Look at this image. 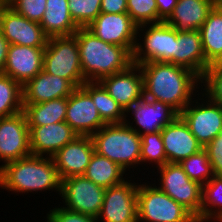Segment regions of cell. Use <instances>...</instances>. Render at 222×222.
I'll list each match as a JSON object with an SVG mask.
<instances>
[{"label": "cell", "instance_id": "5b68a950", "mask_svg": "<svg viewBox=\"0 0 222 222\" xmlns=\"http://www.w3.org/2000/svg\"><path fill=\"white\" fill-rule=\"evenodd\" d=\"M138 184V222H197L196 217L156 185ZM149 184V185H148Z\"/></svg>", "mask_w": 222, "mask_h": 222}, {"label": "cell", "instance_id": "ba28073f", "mask_svg": "<svg viewBox=\"0 0 222 222\" xmlns=\"http://www.w3.org/2000/svg\"><path fill=\"white\" fill-rule=\"evenodd\" d=\"M157 170L161 177L157 187L188 209L197 222H201L202 185L192 181L179 163L167 162Z\"/></svg>", "mask_w": 222, "mask_h": 222}, {"label": "cell", "instance_id": "83f0119b", "mask_svg": "<svg viewBox=\"0 0 222 222\" xmlns=\"http://www.w3.org/2000/svg\"><path fill=\"white\" fill-rule=\"evenodd\" d=\"M67 97L37 104H23L28 126H44L65 121Z\"/></svg>", "mask_w": 222, "mask_h": 222}, {"label": "cell", "instance_id": "4fadbf2b", "mask_svg": "<svg viewBox=\"0 0 222 222\" xmlns=\"http://www.w3.org/2000/svg\"><path fill=\"white\" fill-rule=\"evenodd\" d=\"M125 112L126 118L131 112V116L134 117L133 122L135 121L136 125H133L129 118H127L128 120L125 119L124 123L140 136L146 133L161 131L179 116V113L169 104L157 100H149L145 97H142Z\"/></svg>", "mask_w": 222, "mask_h": 222}, {"label": "cell", "instance_id": "52a82bcc", "mask_svg": "<svg viewBox=\"0 0 222 222\" xmlns=\"http://www.w3.org/2000/svg\"><path fill=\"white\" fill-rule=\"evenodd\" d=\"M141 38L143 43L139 42ZM176 39L177 31L166 22L137 26V41L132 54V63L136 65L147 62L174 64Z\"/></svg>", "mask_w": 222, "mask_h": 222}, {"label": "cell", "instance_id": "e0dca14e", "mask_svg": "<svg viewBox=\"0 0 222 222\" xmlns=\"http://www.w3.org/2000/svg\"><path fill=\"white\" fill-rule=\"evenodd\" d=\"M99 83L125 111L144 97V77L136 64L102 78Z\"/></svg>", "mask_w": 222, "mask_h": 222}, {"label": "cell", "instance_id": "f546056e", "mask_svg": "<svg viewBox=\"0 0 222 222\" xmlns=\"http://www.w3.org/2000/svg\"><path fill=\"white\" fill-rule=\"evenodd\" d=\"M222 221V175H214L202 186L201 222Z\"/></svg>", "mask_w": 222, "mask_h": 222}, {"label": "cell", "instance_id": "7402d4cb", "mask_svg": "<svg viewBox=\"0 0 222 222\" xmlns=\"http://www.w3.org/2000/svg\"><path fill=\"white\" fill-rule=\"evenodd\" d=\"M75 87L64 78L43 70L22 86L23 104H37L68 97Z\"/></svg>", "mask_w": 222, "mask_h": 222}, {"label": "cell", "instance_id": "30bf717a", "mask_svg": "<svg viewBox=\"0 0 222 222\" xmlns=\"http://www.w3.org/2000/svg\"><path fill=\"white\" fill-rule=\"evenodd\" d=\"M105 190L84 175L72 176L62 180L60 196L64 200L65 208L97 218Z\"/></svg>", "mask_w": 222, "mask_h": 222}, {"label": "cell", "instance_id": "8992f818", "mask_svg": "<svg viewBox=\"0 0 222 222\" xmlns=\"http://www.w3.org/2000/svg\"><path fill=\"white\" fill-rule=\"evenodd\" d=\"M43 71L67 79L75 88L86 82L81 69L75 35L48 38L44 52Z\"/></svg>", "mask_w": 222, "mask_h": 222}, {"label": "cell", "instance_id": "ee69618b", "mask_svg": "<svg viewBox=\"0 0 222 222\" xmlns=\"http://www.w3.org/2000/svg\"><path fill=\"white\" fill-rule=\"evenodd\" d=\"M216 7L222 8V0H213Z\"/></svg>", "mask_w": 222, "mask_h": 222}, {"label": "cell", "instance_id": "4316f807", "mask_svg": "<svg viewBox=\"0 0 222 222\" xmlns=\"http://www.w3.org/2000/svg\"><path fill=\"white\" fill-rule=\"evenodd\" d=\"M119 164L109 160L94 152L90 163L88 164L85 173L87 179L105 189L121 184L125 181V176L128 175Z\"/></svg>", "mask_w": 222, "mask_h": 222}, {"label": "cell", "instance_id": "9a60e30c", "mask_svg": "<svg viewBox=\"0 0 222 222\" xmlns=\"http://www.w3.org/2000/svg\"><path fill=\"white\" fill-rule=\"evenodd\" d=\"M29 155V127L24 112L0 118V161L3 165Z\"/></svg>", "mask_w": 222, "mask_h": 222}, {"label": "cell", "instance_id": "1f68e13d", "mask_svg": "<svg viewBox=\"0 0 222 222\" xmlns=\"http://www.w3.org/2000/svg\"><path fill=\"white\" fill-rule=\"evenodd\" d=\"M179 164L192 181L202 186L215 175L207 151L204 148L182 160Z\"/></svg>", "mask_w": 222, "mask_h": 222}, {"label": "cell", "instance_id": "4dcf8cb0", "mask_svg": "<svg viewBox=\"0 0 222 222\" xmlns=\"http://www.w3.org/2000/svg\"><path fill=\"white\" fill-rule=\"evenodd\" d=\"M23 111L22 86L6 74L0 73V118Z\"/></svg>", "mask_w": 222, "mask_h": 222}, {"label": "cell", "instance_id": "836d02e7", "mask_svg": "<svg viewBox=\"0 0 222 222\" xmlns=\"http://www.w3.org/2000/svg\"><path fill=\"white\" fill-rule=\"evenodd\" d=\"M68 8L76 25L86 28L101 13V0H68Z\"/></svg>", "mask_w": 222, "mask_h": 222}, {"label": "cell", "instance_id": "603a6c76", "mask_svg": "<svg viewBox=\"0 0 222 222\" xmlns=\"http://www.w3.org/2000/svg\"><path fill=\"white\" fill-rule=\"evenodd\" d=\"M174 65L185 67L200 78L206 71V58L199 30L178 32Z\"/></svg>", "mask_w": 222, "mask_h": 222}, {"label": "cell", "instance_id": "d6986e66", "mask_svg": "<svg viewBox=\"0 0 222 222\" xmlns=\"http://www.w3.org/2000/svg\"><path fill=\"white\" fill-rule=\"evenodd\" d=\"M91 136H77L52 158L61 180L83 175L94 154Z\"/></svg>", "mask_w": 222, "mask_h": 222}, {"label": "cell", "instance_id": "60d3db41", "mask_svg": "<svg viewBox=\"0 0 222 222\" xmlns=\"http://www.w3.org/2000/svg\"><path fill=\"white\" fill-rule=\"evenodd\" d=\"M178 0H156L158 7V23L165 22L173 12Z\"/></svg>", "mask_w": 222, "mask_h": 222}, {"label": "cell", "instance_id": "d590c367", "mask_svg": "<svg viewBox=\"0 0 222 222\" xmlns=\"http://www.w3.org/2000/svg\"><path fill=\"white\" fill-rule=\"evenodd\" d=\"M203 84V86H202ZM202 86V87H201ZM201 97L210 99L222 105V63L211 65L201 78ZM205 87V88H203Z\"/></svg>", "mask_w": 222, "mask_h": 222}, {"label": "cell", "instance_id": "44dd1931", "mask_svg": "<svg viewBox=\"0 0 222 222\" xmlns=\"http://www.w3.org/2000/svg\"><path fill=\"white\" fill-rule=\"evenodd\" d=\"M161 136L167 161L170 163H180L203 149L180 116L161 130Z\"/></svg>", "mask_w": 222, "mask_h": 222}, {"label": "cell", "instance_id": "5bb4252c", "mask_svg": "<svg viewBox=\"0 0 222 222\" xmlns=\"http://www.w3.org/2000/svg\"><path fill=\"white\" fill-rule=\"evenodd\" d=\"M0 30L15 45L46 47L49 38L38 22L25 18L10 6H0Z\"/></svg>", "mask_w": 222, "mask_h": 222}, {"label": "cell", "instance_id": "cb8c5ba5", "mask_svg": "<svg viewBox=\"0 0 222 222\" xmlns=\"http://www.w3.org/2000/svg\"><path fill=\"white\" fill-rule=\"evenodd\" d=\"M214 6L213 0H178L165 22L178 32L199 30Z\"/></svg>", "mask_w": 222, "mask_h": 222}, {"label": "cell", "instance_id": "d4e9b609", "mask_svg": "<svg viewBox=\"0 0 222 222\" xmlns=\"http://www.w3.org/2000/svg\"><path fill=\"white\" fill-rule=\"evenodd\" d=\"M39 24L48 37L74 35L79 29L70 15L68 0H46V11Z\"/></svg>", "mask_w": 222, "mask_h": 222}, {"label": "cell", "instance_id": "b9f144b4", "mask_svg": "<svg viewBox=\"0 0 222 222\" xmlns=\"http://www.w3.org/2000/svg\"><path fill=\"white\" fill-rule=\"evenodd\" d=\"M10 43L0 30V73H3Z\"/></svg>", "mask_w": 222, "mask_h": 222}, {"label": "cell", "instance_id": "74e56055", "mask_svg": "<svg viewBox=\"0 0 222 222\" xmlns=\"http://www.w3.org/2000/svg\"><path fill=\"white\" fill-rule=\"evenodd\" d=\"M47 222H99L96 217L78 213L65 207H55L47 213Z\"/></svg>", "mask_w": 222, "mask_h": 222}, {"label": "cell", "instance_id": "8fae6325", "mask_svg": "<svg viewBox=\"0 0 222 222\" xmlns=\"http://www.w3.org/2000/svg\"><path fill=\"white\" fill-rule=\"evenodd\" d=\"M125 180L105 190L104 200L97 217L100 222H138V183Z\"/></svg>", "mask_w": 222, "mask_h": 222}, {"label": "cell", "instance_id": "e575fe53", "mask_svg": "<svg viewBox=\"0 0 222 222\" xmlns=\"http://www.w3.org/2000/svg\"><path fill=\"white\" fill-rule=\"evenodd\" d=\"M127 13L137 26L158 23L156 0H127Z\"/></svg>", "mask_w": 222, "mask_h": 222}, {"label": "cell", "instance_id": "7bdbcfd3", "mask_svg": "<svg viewBox=\"0 0 222 222\" xmlns=\"http://www.w3.org/2000/svg\"><path fill=\"white\" fill-rule=\"evenodd\" d=\"M14 0H0V6H10Z\"/></svg>", "mask_w": 222, "mask_h": 222}, {"label": "cell", "instance_id": "ac0fdd59", "mask_svg": "<svg viewBox=\"0 0 222 222\" xmlns=\"http://www.w3.org/2000/svg\"><path fill=\"white\" fill-rule=\"evenodd\" d=\"M45 47L10 44L3 74L24 86L43 70Z\"/></svg>", "mask_w": 222, "mask_h": 222}, {"label": "cell", "instance_id": "7a4b0ae2", "mask_svg": "<svg viewBox=\"0 0 222 222\" xmlns=\"http://www.w3.org/2000/svg\"><path fill=\"white\" fill-rule=\"evenodd\" d=\"M61 182L52 157L31 154L0 166V187L9 193L56 190L60 195Z\"/></svg>", "mask_w": 222, "mask_h": 222}, {"label": "cell", "instance_id": "f1b7e54d", "mask_svg": "<svg viewBox=\"0 0 222 222\" xmlns=\"http://www.w3.org/2000/svg\"><path fill=\"white\" fill-rule=\"evenodd\" d=\"M82 87L91 95L101 119L106 124L124 123L126 112L99 82H85Z\"/></svg>", "mask_w": 222, "mask_h": 222}, {"label": "cell", "instance_id": "d6a6232c", "mask_svg": "<svg viewBox=\"0 0 222 222\" xmlns=\"http://www.w3.org/2000/svg\"><path fill=\"white\" fill-rule=\"evenodd\" d=\"M140 158L141 164L154 163L155 168H160L168 162L161 131L141 135Z\"/></svg>", "mask_w": 222, "mask_h": 222}, {"label": "cell", "instance_id": "8d00e7d4", "mask_svg": "<svg viewBox=\"0 0 222 222\" xmlns=\"http://www.w3.org/2000/svg\"><path fill=\"white\" fill-rule=\"evenodd\" d=\"M10 7L25 18L40 23L46 11V0H14Z\"/></svg>", "mask_w": 222, "mask_h": 222}, {"label": "cell", "instance_id": "2e32d148", "mask_svg": "<svg viewBox=\"0 0 222 222\" xmlns=\"http://www.w3.org/2000/svg\"><path fill=\"white\" fill-rule=\"evenodd\" d=\"M65 122L78 136H92L106 123L101 119L91 95L82 87H76L67 97Z\"/></svg>", "mask_w": 222, "mask_h": 222}, {"label": "cell", "instance_id": "3957f363", "mask_svg": "<svg viewBox=\"0 0 222 222\" xmlns=\"http://www.w3.org/2000/svg\"><path fill=\"white\" fill-rule=\"evenodd\" d=\"M74 35L86 82H99L102 78L122 72L133 64L132 54L125 47L106 43L87 28H79Z\"/></svg>", "mask_w": 222, "mask_h": 222}, {"label": "cell", "instance_id": "484cf974", "mask_svg": "<svg viewBox=\"0 0 222 222\" xmlns=\"http://www.w3.org/2000/svg\"><path fill=\"white\" fill-rule=\"evenodd\" d=\"M206 58V70L222 62V8L214 6L199 29Z\"/></svg>", "mask_w": 222, "mask_h": 222}, {"label": "cell", "instance_id": "ffe728a7", "mask_svg": "<svg viewBox=\"0 0 222 222\" xmlns=\"http://www.w3.org/2000/svg\"><path fill=\"white\" fill-rule=\"evenodd\" d=\"M33 155L52 157L78 134L65 121L44 126H28Z\"/></svg>", "mask_w": 222, "mask_h": 222}, {"label": "cell", "instance_id": "277c9868", "mask_svg": "<svg viewBox=\"0 0 222 222\" xmlns=\"http://www.w3.org/2000/svg\"><path fill=\"white\" fill-rule=\"evenodd\" d=\"M91 138L97 154L119 164L124 170L141 164V136L125 123L106 124Z\"/></svg>", "mask_w": 222, "mask_h": 222}, {"label": "cell", "instance_id": "7c38bea8", "mask_svg": "<svg viewBox=\"0 0 222 222\" xmlns=\"http://www.w3.org/2000/svg\"><path fill=\"white\" fill-rule=\"evenodd\" d=\"M102 41L125 47L131 54L137 41V25L128 13H103L86 27Z\"/></svg>", "mask_w": 222, "mask_h": 222}, {"label": "cell", "instance_id": "9c48e42d", "mask_svg": "<svg viewBox=\"0 0 222 222\" xmlns=\"http://www.w3.org/2000/svg\"><path fill=\"white\" fill-rule=\"evenodd\" d=\"M199 100H202L201 103ZM179 116L203 148L222 132V105L210 99L192 100Z\"/></svg>", "mask_w": 222, "mask_h": 222}, {"label": "cell", "instance_id": "6da1fadb", "mask_svg": "<svg viewBox=\"0 0 222 222\" xmlns=\"http://www.w3.org/2000/svg\"><path fill=\"white\" fill-rule=\"evenodd\" d=\"M138 65L144 77L146 99L169 104L180 113L199 92L196 89H200L201 78L185 67L169 62H147Z\"/></svg>", "mask_w": 222, "mask_h": 222}, {"label": "cell", "instance_id": "f35d334b", "mask_svg": "<svg viewBox=\"0 0 222 222\" xmlns=\"http://www.w3.org/2000/svg\"><path fill=\"white\" fill-rule=\"evenodd\" d=\"M204 149L207 151L215 175H222V132L218 134Z\"/></svg>", "mask_w": 222, "mask_h": 222}, {"label": "cell", "instance_id": "ab89813d", "mask_svg": "<svg viewBox=\"0 0 222 222\" xmlns=\"http://www.w3.org/2000/svg\"><path fill=\"white\" fill-rule=\"evenodd\" d=\"M103 13H127V0H101Z\"/></svg>", "mask_w": 222, "mask_h": 222}]
</instances>
